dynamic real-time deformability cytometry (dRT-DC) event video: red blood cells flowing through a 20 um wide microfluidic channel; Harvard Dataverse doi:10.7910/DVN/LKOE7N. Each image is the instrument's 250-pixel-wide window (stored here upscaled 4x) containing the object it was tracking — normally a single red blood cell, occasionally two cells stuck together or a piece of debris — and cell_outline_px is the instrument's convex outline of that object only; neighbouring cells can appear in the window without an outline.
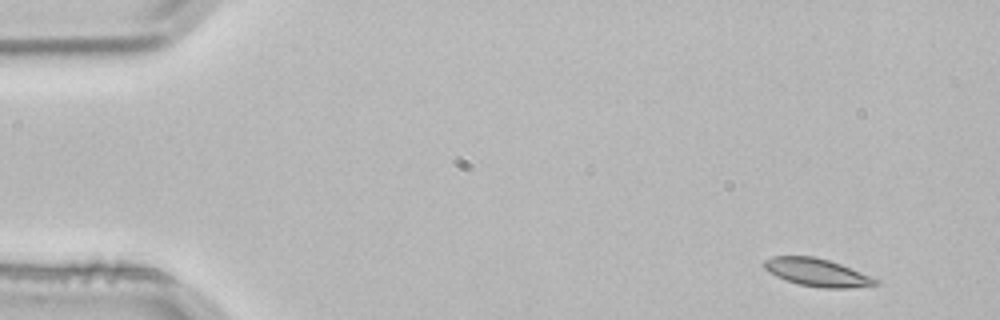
{"species": "common noctule bat (a hibernating species)", "species_latin": "Nyctalus noctula", "temperature_condition": "room temperature", "stored_images_in_passage": 3, "camera_frame_rate_fps": 3000, "um_per_image_px": 0.085, "animal": {"sex": "male", "body_mass_g": 21.5, "forearm_length_mm": 52.0}, "frame": {"image": 1, "passage_image": 1, "time_ms": 0.0, "image_size_px": [1000, 320], "cell_outline_px": [[880, 284], [848, 288], [824, 288], [800, 284], [784, 280], [768, 272], [764, 268], [764, 260], [772, 256], [812, 256], [828, 260], [840, 264], [872, 276], [880, 280]], "centroid_in_image_um": [69.46, 23.16], "position_along_channel_um": 15.5, "area_um2": 18.03}}
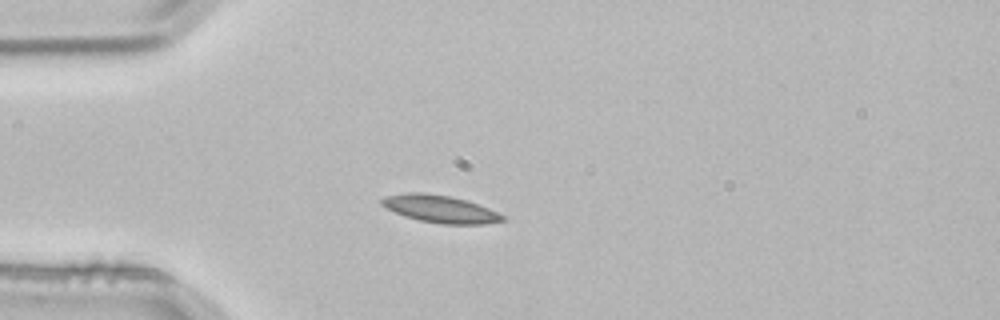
{"frame": {"image": 2, "passage_image": 3, "time_ms": 0.667, "image_size_px": [1000, 320], "cell_outline_px": [[508, 220], [484, 224], [440, 224], [420, 220], [404, 216], [380, 204], [380, 200], [384, 196], [408, 192], [424, 192], [452, 196], [488, 208], [504, 216]], "centroid_in_image_um": [37.4, 17.76], "position_along_channel_um": 47.6, "area_um2": 19.25}}